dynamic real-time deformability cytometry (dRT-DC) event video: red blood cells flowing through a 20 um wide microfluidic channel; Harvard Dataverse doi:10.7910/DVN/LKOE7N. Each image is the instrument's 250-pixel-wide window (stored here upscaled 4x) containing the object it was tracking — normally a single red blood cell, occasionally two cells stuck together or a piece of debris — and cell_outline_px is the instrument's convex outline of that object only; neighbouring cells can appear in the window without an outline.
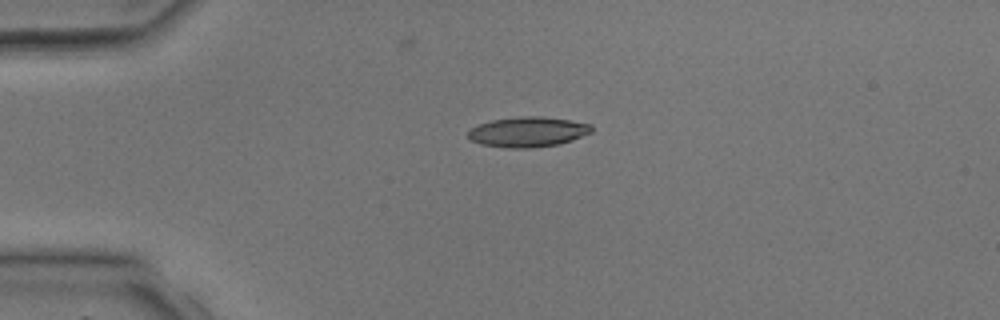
{"species": "common noctule bat (a hibernating species)", "species_latin": "Nyctalus noctula", "temperature_condition": "room temperature", "stored_images_in_passage": 3, "camera_frame_rate_fps": 3000, "um_per_image_px": 0.085, "animal": {"sex": "male", "body_mass_g": 17.9, "forearm_length_mm": 54.2}, "frame": {"image": 1, "passage_image": 2, "time_ms": 1.333, "image_size_px": [1000, 320], "cell_outline_px": [[592, 132], [572, 140], [556, 144], [532, 148], [508, 148], [480, 144], [468, 140], [468, 132], [472, 128], [480, 124], [492, 120], [524, 116], [540, 116], [568, 120], [592, 124]], "centroid_in_image_um": [44.85, 11.22], "position_along_channel_um": 40.1, "area_um2": 21.56}}
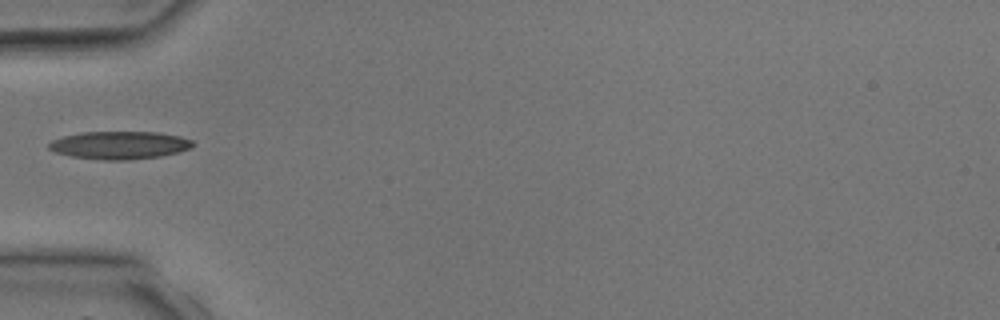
{"frame": {"image": 2, "passage_image": 3, "time_ms": 2.667, "image_size_px": [1000, 320], "cell_outline_px": [[196, 144], [188, 148], [176, 152], [160, 156], [132, 160], [104, 160], [72, 156], [56, 152], [48, 148], [48, 144], [52, 140], [64, 136], [84, 132], [160, 132], [180, 136], [192, 140]], "centroid_in_image_um": [10.17, 12.33], "position_along_channel_um": 74.8, "area_um2": 23.24}}